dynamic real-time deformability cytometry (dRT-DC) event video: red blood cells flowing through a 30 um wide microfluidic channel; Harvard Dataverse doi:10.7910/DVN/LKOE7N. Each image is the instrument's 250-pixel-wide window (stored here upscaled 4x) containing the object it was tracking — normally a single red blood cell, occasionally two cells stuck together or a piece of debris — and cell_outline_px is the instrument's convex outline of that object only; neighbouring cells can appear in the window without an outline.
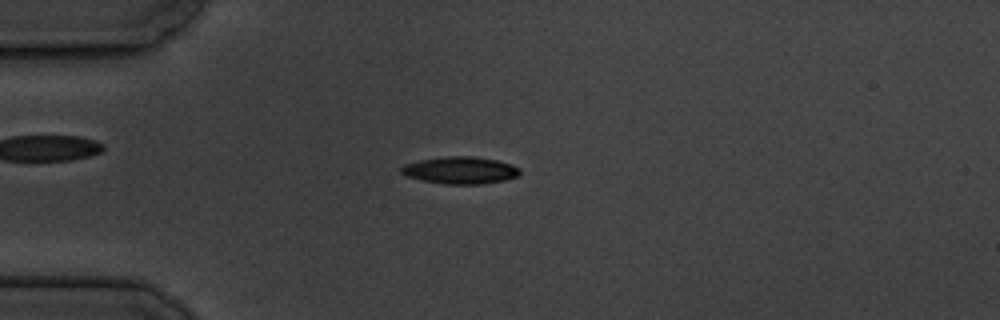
{"species": "common noctule bat (a hibernating species)", "species_latin": "Nyctalus noctula", "temperature_condition": "cold", "stored_images_in_passage": 7, "camera_frame_rate_fps": 3000, "um_per_image_px": 0.085, "animal": {"sex": "male", "body_mass_g": 19.5, "forearm_length_mm": 54.6}, "frame": {"image": 1, "passage_image": 4, "time_ms": 3.333, "image_size_px": [1000, 320], "cell_outline_px": [[520, 172], [516, 176], [504, 180], [480, 184], [444, 184], [404, 176], [400, 172], [400, 168], [404, 164], [420, 160], [448, 156], [476, 156], [496, 160], [512, 164], [520, 168]], "centroid_in_image_um": [39.11, 14.47], "position_along_channel_um": 45.9, "area_um2": 18.73}}
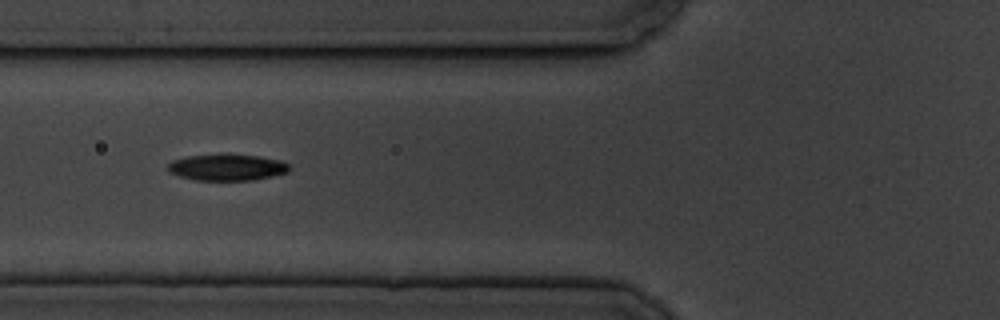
{"frame": {"image": 2, "passage_image": 6, "time_ms": 5.667, "image_size_px": [1000, 320], "cell_outline_px": [[292, 168], [288, 172], [272, 176], [252, 180], [196, 180], [180, 176], [168, 172], [168, 164], [172, 160], [188, 156], [260, 156], [280, 160], [288, 164]], "centroid_in_image_um": [19.32, 14.25], "position_along_channel_um": 106.5, "area_um2": 18.15}}
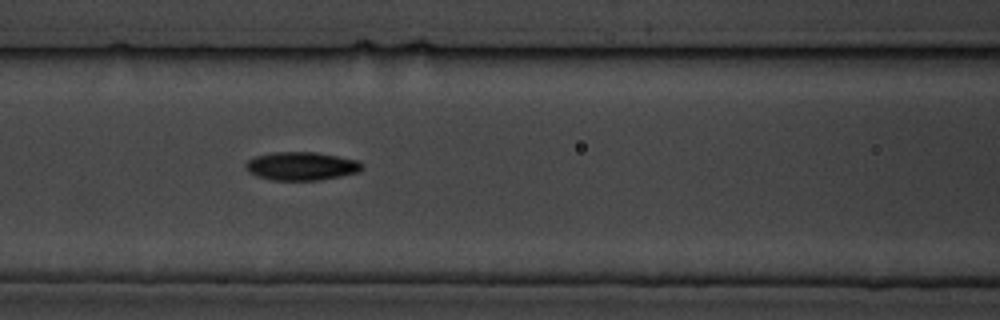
{"frame": {"image": 3, "passage_image": 7, "time_ms": 6.667, "image_size_px": [1000, 320], "cell_outline_px": [[360, 168], [356, 172], [340, 176], [320, 180], [272, 180], [256, 176], [248, 172], [244, 168], [244, 164], [248, 160], [256, 156], [272, 152], [316, 152], [360, 160]], "centroid_in_image_um": [25.55, 14.11], "position_along_channel_um": 141.0, "area_um2": 19.19}}